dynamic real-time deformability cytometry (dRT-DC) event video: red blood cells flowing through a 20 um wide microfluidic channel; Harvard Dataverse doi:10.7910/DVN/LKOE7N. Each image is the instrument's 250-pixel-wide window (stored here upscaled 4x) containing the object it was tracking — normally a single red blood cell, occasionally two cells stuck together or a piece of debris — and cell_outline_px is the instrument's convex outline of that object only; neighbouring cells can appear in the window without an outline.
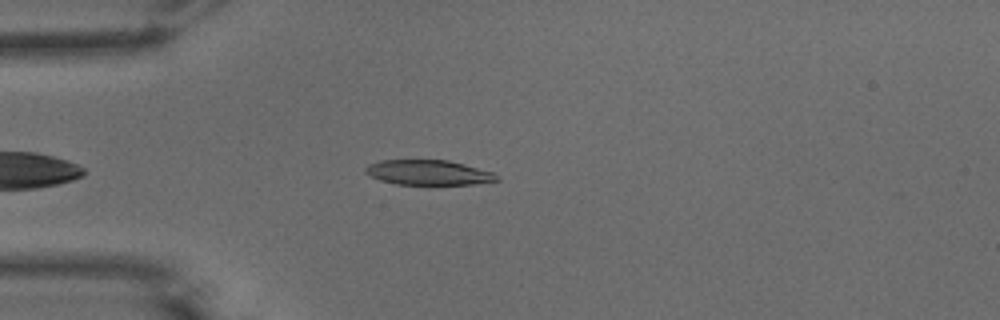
{"species": "common noctule bat (a hibernating species)", "species_latin": "Nyctalus noctula", "temperature_condition": "warm", "stored_images_in_passage": 32, "camera_frame_rate_fps": 3000, "um_per_image_px": 0.085, "animal": {"sex": "male", "body_mass_g": 15.6}, "frame": {"image": 1, "passage_image": 3, "time_ms": 0.667, "image_size_px": [1000, 320], "cell_outline_px": [[500, 180], [472, 184], [396, 184], [380, 180], [364, 172], [364, 168], [368, 164], [380, 160], [448, 160], [464, 164], [492, 172], [500, 176]], "centroid_in_image_um": [36.4, 14.66], "position_along_channel_um": 48.6, "area_um2": 19.02}}
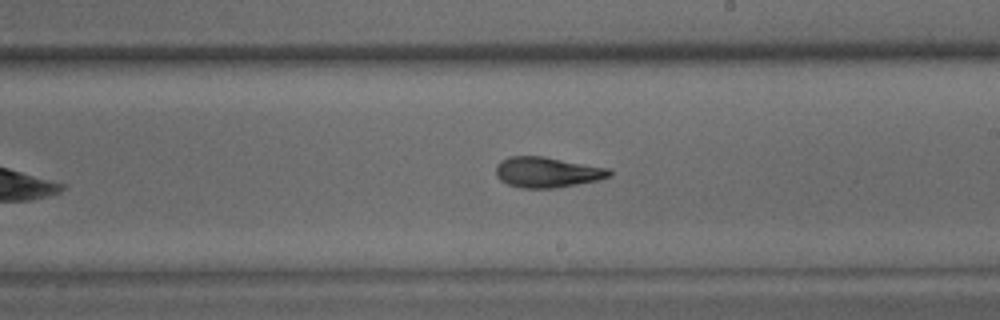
{"frame": {"image": 2, "passage_image": 19, "time_ms": 6.0, "image_size_px": [1000, 320], "cell_outline_px": [[612, 176], [596, 180], [556, 188], [520, 188], [508, 184], [500, 180], [496, 176], [496, 164], [500, 160], [508, 156], [544, 156], [608, 168], [612, 172]], "centroid_in_image_um": [46.47, 14.63], "position_along_channel_um": 242.5, "area_um2": 20.23}}
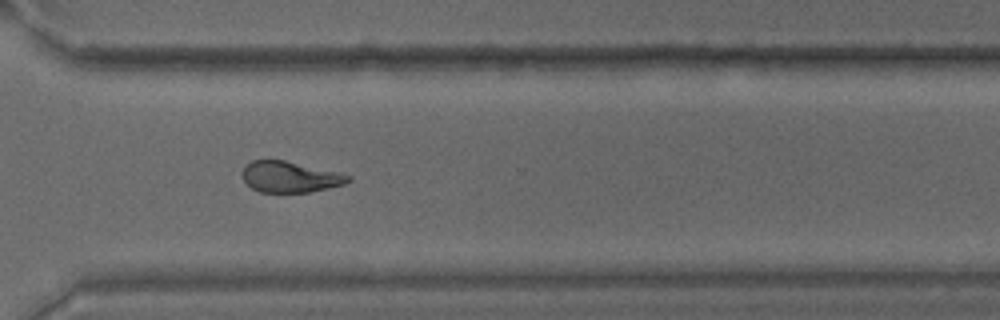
{"frame": {"image": 3, "passage_image": 27, "time_ms": 8.667, "image_size_px": [1000, 320], "cell_outline_px": [[352, 180], [344, 184], [328, 188], [308, 192], [260, 192], [252, 188], [244, 180], [244, 168], [252, 160], [284, 160], [336, 172], [352, 176]], "centroid_in_image_um": [24.68, 15.04], "position_along_channel_um": 345.9, "area_um2": 18.73}, "authors_computed_cell_mechanics": {"area_um2": 20.1433, "velocity_mm_per_s": 3.889, "shape_relaxation_time_tau1_ms": 6.2009, "shape_relaxation_time_tau2_ms": 2.572, "deformation_change_tau1": 0.2084, "deformation_change_tau2": 0.1085}}